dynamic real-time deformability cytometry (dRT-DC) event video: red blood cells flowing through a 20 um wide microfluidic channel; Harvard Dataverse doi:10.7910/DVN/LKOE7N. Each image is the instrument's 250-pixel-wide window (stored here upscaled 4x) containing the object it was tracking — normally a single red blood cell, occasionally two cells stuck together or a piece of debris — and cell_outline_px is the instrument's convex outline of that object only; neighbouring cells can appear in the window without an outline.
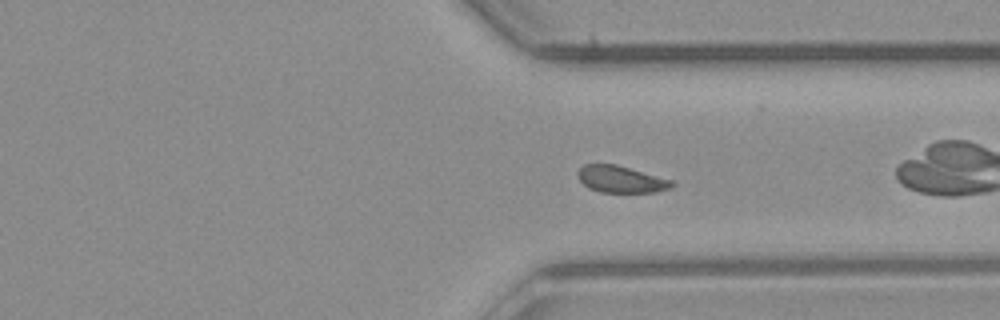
{"species": "common noctule bat (a hibernating species)", "species_latin": "Nyctalus noctula", "temperature_condition": "room temperature", "stored_images_in_passage": 51, "camera_frame_rate_fps": 3000, "um_per_image_px": 0.085, "animal": {"sex": "male", "body_mass_g": 23.1, "forearm_length_mm": 52.7}, "frame": {"image": 1, "passage_image": 37, "time_ms": 12.0, "image_size_px": [1000, 320], "cell_outline_px": [[676, 184], [672, 188], [656, 192], [600, 192], [588, 188], [576, 176], [576, 172], [584, 164], [616, 164], [672, 180]], "centroid_in_image_um": [52.78, 15.24], "position_along_channel_um": 358.6, "area_um2": 14.8}, "authors_computed_cell_mechanics": {"area_um2": 15.4326, "velocity_mm_per_s": 4.0055, "shape_relaxation_time_tau1_ms": 4.7903, "shape_relaxation_time_tau2_ms": 2.3774, "deformation_change_tau1": 0.0941, "deformation_change_tau2": 0.0557}}